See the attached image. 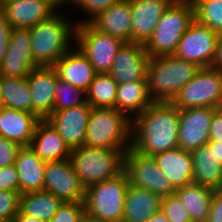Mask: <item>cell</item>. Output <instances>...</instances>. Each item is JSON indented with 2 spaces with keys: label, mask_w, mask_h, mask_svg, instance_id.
Masks as SVG:
<instances>
[{
  "label": "cell",
  "mask_w": 222,
  "mask_h": 222,
  "mask_svg": "<svg viewBox=\"0 0 222 222\" xmlns=\"http://www.w3.org/2000/svg\"><path fill=\"white\" fill-rule=\"evenodd\" d=\"M31 92V113L47 119L54 111L55 86L58 79L53 66L34 68L26 78Z\"/></svg>",
  "instance_id": "e0dca14e"
},
{
  "label": "cell",
  "mask_w": 222,
  "mask_h": 222,
  "mask_svg": "<svg viewBox=\"0 0 222 222\" xmlns=\"http://www.w3.org/2000/svg\"><path fill=\"white\" fill-rule=\"evenodd\" d=\"M21 147L18 143L0 136V168L14 164Z\"/></svg>",
  "instance_id": "ab89813d"
},
{
  "label": "cell",
  "mask_w": 222,
  "mask_h": 222,
  "mask_svg": "<svg viewBox=\"0 0 222 222\" xmlns=\"http://www.w3.org/2000/svg\"><path fill=\"white\" fill-rule=\"evenodd\" d=\"M44 191L53 193L63 202H83L85 187L75 174L70 158L46 162Z\"/></svg>",
  "instance_id": "7c38bea8"
},
{
  "label": "cell",
  "mask_w": 222,
  "mask_h": 222,
  "mask_svg": "<svg viewBox=\"0 0 222 222\" xmlns=\"http://www.w3.org/2000/svg\"><path fill=\"white\" fill-rule=\"evenodd\" d=\"M215 108L179 109L178 147L193 151L209 141V129Z\"/></svg>",
  "instance_id": "4fadbf2b"
},
{
  "label": "cell",
  "mask_w": 222,
  "mask_h": 222,
  "mask_svg": "<svg viewBox=\"0 0 222 222\" xmlns=\"http://www.w3.org/2000/svg\"><path fill=\"white\" fill-rule=\"evenodd\" d=\"M153 103L147 81L118 84L115 109L126 114L131 120Z\"/></svg>",
  "instance_id": "4316f807"
},
{
  "label": "cell",
  "mask_w": 222,
  "mask_h": 222,
  "mask_svg": "<svg viewBox=\"0 0 222 222\" xmlns=\"http://www.w3.org/2000/svg\"><path fill=\"white\" fill-rule=\"evenodd\" d=\"M174 0H130L132 42L145 44L152 36L164 11Z\"/></svg>",
  "instance_id": "ac0fdd59"
},
{
  "label": "cell",
  "mask_w": 222,
  "mask_h": 222,
  "mask_svg": "<svg viewBox=\"0 0 222 222\" xmlns=\"http://www.w3.org/2000/svg\"><path fill=\"white\" fill-rule=\"evenodd\" d=\"M62 203L53 193L33 191L20 194L19 210L29 217L49 222Z\"/></svg>",
  "instance_id": "f1b7e54d"
},
{
  "label": "cell",
  "mask_w": 222,
  "mask_h": 222,
  "mask_svg": "<svg viewBox=\"0 0 222 222\" xmlns=\"http://www.w3.org/2000/svg\"><path fill=\"white\" fill-rule=\"evenodd\" d=\"M6 53L32 54L29 28H13Z\"/></svg>",
  "instance_id": "8d00e7d4"
},
{
  "label": "cell",
  "mask_w": 222,
  "mask_h": 222,
  "mask_svg": "<svg viewBox=\"0 0 222 222\" xmlns=\"http://www.w3.org/2000/svg\"><path fill=\"white\" fill-rule=\"evenodd\" d=\"M119 0H71V4L77 6V8L82 9L89 17H86L83 21L75 22L77 25L84 22H90L95 18L100 12L105 11L115 2Z\"/></svg>",
  "instance_id": "74e56055"
},
{
  "label": "cell",
  "mask_w": 222,
  "mask_h": 222,
  "mask_svg": "<svg viewBox=\"0 0 222 222\" xmlns=\"http://www.w3.org/2000/svg\"><path fill=\"white\" fill-rule=\"evenodd\" d=\"M0 106L31 112V92L26 78L2 77Z\"/></svg>",
  "instance_id": "f546056e"
},
{
  "label": "cell",
  "mask_w": 222,
  "mask_h": 222,
  "mask_svg": "<svg viewBox=\"0 0 222 222\" xmlns=\"http://www.w3.org/2000/svg\"><path fill=\"white\" fill-rule=\"evenodd\" d=\"M207 222H222V190H214Z\"/></svg>",
  "instance_id": "7bdbcfd3"
},
{
  "label": "cell",
  "mask_w": 222,
  "mask_h": 222,
  "mask_svg": "<svg viewBox=\"0 0 222 222\" xmlns=\"http://www.w3.org/2000/svg\"><path fill=\"white\" fill-rule=\"evenodd\" d=\"M12 222H45L40 219L29 217L23 214L20 210L18 211L17 215L14 217Z\"/></svg>",
  "instance_id": "bcb514c9"
},
{
  "label": "cell",
  "mask_w": 222,
  "mask_h": 222,
  "mask_svg": "<svg viewBox=\"0 0 222 222\" xmlns=\"http://www.w3.org/2000/svg\"><path fill=\"white\" fill-rule=\"evenodd\" d=\"M150 61L144 44L124 42L119 48L109 74L118 83L147 81V69Z\"/></svg>",
  "instance_id": "9a60e30c"
},
{
  "label": "cell",
  "mask_w": 222,
  "mask_h": 222,
  "mask_svg": "<svg viewBox=\"0 0 222 222\" xmlns=\"http://www.w3.org/2000/svg\"><path fill=\"white\" fill-rule=\"evenodd\" d=\"M215 155L217 156L219 162L222 164V142L215 141Z\"/></svg>",
  "instance_id": "681fc988"
},
{
  "label": "cell",
  "mask_w": 222,
  "mask_h": 222,
  "mask_svg": "<svg viewBox=\"0 0 222 222\" xmlns=\"http://www.w3.org/2000/svg\"><path fill=\"white\" fill-rule=\"evenodd\" d=\"M161 211L169 222H191L187 207L176 194L162 197Z\"/></svg>",
  "instance_id": "e575fe53"
},
{
  "label": "cell",
  "mask_w": 222,
  "mask_h": 222,
  "mask_svg": "<svg viewBox=\"0 0 222 222\" xmlns=\"http://www.w3.org/2000/svg\"><path fill=\"white\" fill-rule=\"evenodd\" d=\"M39 67L32 54L6 53L0 65L2 77L27 78L30 72Z\"/></svg>",
  "instance_id": "d6a6232c"
},
{
  "label": "cell",
  "mask_w": 222,
  "mask_h": 222,
  "mask_svg": "<svg viewBox=\"0 0 222 222\" xmlns=\"http://www.w3.org/2000/svg\"><path fill=\"white\" fill-rule=\"evenodd\" d=\"M79 222H109V221H105L103 219L94 217V216L84 212V214L81 216V219Z\"/></svg>",
  "instance_id": "c3c4849f"
},
{
  "label": "cell",
  "mask_w": 222,
  "mask_h": 222,
  "mask_svg": "<svg viewBox=\"0 0 222 222\" xmlns=\"http://www.w3.org/2000/svg\"><path fill=\"white\" fill-rule=\"evenodd\" d=\"M90 23L103 33L124 42H132V13L130 0H119L100 12Z\"/></svg>",
  "instance_id": "ffe728a7"
},
{
  "label": "cell",
  "mask_w": 222,
  "mask_h": 222,
  "mask_svg": "<svg viewBox=\"0 0 222 222\" xmlns=\"http://www.w3.org/2000/svg\"><path fill=\"white\" fill-rule=\"evenodd\" d=\"M213 193V189L194 182L175 190V194L187 207L191 222H207Z\"/></svg>",
  "instance_id": "83f0119b"
},
{
  "label": "cell",
  "mask_w": 222,
  "mask_h": 222,
  "mask_svg": "<svg viewBox=\"0 0 222 222\" xmlns=\"http://www.w3.org/2000/svg\"><path fill=\"white\" fill-rule=\"evenodd\" d=\"M130 184L124 171L113 179L85 188V212L109 222H123L125 198Z\"/></svg>",
  "instance_id": "52a82bcc"
},
{
  "label": "cell",
  "mask_w": 222,
  "mask_h": 222,
  "mask_svg": "<svg viewBox=\"0 0 222 222\" xmlns=\"http://www.w3.org/2000/svg\"><path fill=\"white\" fill-rule=\"evenodd\" d=\"M219 34L196 19L179 41L174 56L196 63L201 68L212 67Z\"/></svg>",
  "instance_id": "30bf717a"
},
{
  "label": "cell",
  "mask_w": 222,
  "mask_h": 222,
  "mask_svg": "<svg viewBox=\"0 0 222 222\" xmlns=\"http://www.w3.org/2000/svg\"><path fill=\"white\" fill-rule=\"evenodd\" d=\"M84 212V202H63L49 222H79Z\"/></svg>",
  "instance_id": "f35d334b"
},
{
  "label": "cell",
  "mask_w": 222,
  "mask_h": 222,
  "mask_svg": "<svg viewBox=\"0 0 222 222\" xmlns=\"http://www.w3.org/2000/svg\"><path fill=\"white\" fill-rule=\"evenodd\" d=\"M209 140L222 142V107L215 108L209 129Z\"/></svg>",
  "instance_id": "ee69618b"
},
{
  "label": "cell",
  "mask_w": 222,
  "mask_h": 222,
  "mask_svg": "<svg viewBox=\"0 0 222 222\" xmlns=\"http://www.w3.org/2000/svg\"><path fill=\"white\" fill-rule=\"evenodd\" d=\"M0 190L20 192L19 177L15 164L0 168Z\"/></svg>",
  "instance_id": "60d3db41"
},
{
  "label": "cell",
  "mask_w": 222,
  "mask_h": 222,
  "mask_svg": "<svg viewBox=\"0 0 222 222\" xmlns=\"http://www.w3.org/2000/svg\"><path fill=\"white\" fill-rule=\"evenodd\" d=\"M118 83L112 76L97 73L87 90L88 103L94 108H115Z\"/></svg>",
  "instance_id": "4dcf8cb0"
},
{
  "label": "cell",
  "mask_w": 222,
  "mask_h": 222,
  "mask_svg": "<svg viewBox=\"0 0 222 222\" xmlns=\"http://www.w3.org/2000/svg\"><path fill=\"white\" fill-rule=\"evenodd\" d=\"M65 17L57 11L47 20L29 28L33 59L39 67L53 66L73 48L71 44L76 39L77 24Z\"/></svg>",
  "instance_id": "7a4b0ae2"
},
{
  "label": "cell",
  "mask_w": 222,
  "mask_h": 222,
  "mask_svg": "<svg viewBox=\"0 0 222 222\" xmlns=\"http://www.w3.org/2000/svg\"><path fill=\"white\" fill-rule=\"evenodd\" d=\"M132 120L115 108L92 107L85 135V145L105 149H129Z\"/></svg>",
  "instance_id": "8992f818"
},
{
  "label": "cell",
  "mask_w": 222,
  "mask_h": 222,
  "mask_svg": "<svg viewBox=\"0 0 222 222\" xmlns=\"http://www.w3.org/2000/svg\"><path fill=\"white\" fill-rule=\"evenodd\" d=\"M128 149H105L80 146L72 149L70 161L82 185L101 183L124 172Z\"/></svg>",
  "instance_id": "277c9868"
},
{
  "label": "cell",
  "mask_w": 222,
  "mask_h": 222,
  "mask_svg": "<svg viewBox=\"0 0 222 222\" xmlns=\"http://www.w3.org/2000/svg\"><path fill=\"white\" fill-rule=\"evenodd\" d=\"M123 44L120 38L98 31L90 22L76 27L75 45L88 58L96 73L107 74L111 71Z\"/></svg>",
  "instance_id": "9c48e42d"
},
{
  "label": "cell",
  "mask_w": 222,
  "mask_h": 222,
  "mask_svg": "<svg viewBox=\"0 0 222 222\" xmlns=\"http://www.w3.org/2000/svg\"><path fill=\"white\" fill-rule=\"evenodd\" d=\"M40 120L34 113L0 106V136L30 146Z\"/></svg>",
  "instance_id": "d6986e66"
},
{
  "label": "cell",
  "mask_w": 222,
  "mask_h": 222,
  "mask_svg": "<svg viewBox=\"0 0 222 222\" xmlns=\"http://www.w3.org/2000/svg\"><path fill=\"white\" fill-rule=\"evenodd\" d=\"M162 197L150 190L129 184L123 222H147L161 210Z\"/></svg>",
  "instance_id": "484cf974"
},
{
  "label": "cell",
  "mask_w": 222,
  "mask_h": 222,
  "mask_svg": "<svg viewBox=\"0 0 222 222\" xmlns=\"http://www.w3.org/2000/svg\"><path fill=\"white\" fill-rule=\"evenodd\" d=\"M171 103L178 109L222 107V71L201 68Z\"/></svg>",
  "instance_id": "ba28073f"
},
{
  "label": "cell",
  "mask_w": 222,
  "mask_h": 222,
  "mask_svg": "<svg viewBox=\"0 0 222 222\" xmlns=\"http://www.w3.org/2000/svg\"><path fill=\"white\" fill-rule=\"evenodd\" d=\"M20 192L0 190V222H12L19 211Z\"/></svg>",
  "instance_id": "d590c367"
},
{
  "label": "cell",
  "mask_w": 222,
  "mask_h": 222,
  "mask_svg": "<svg viewBox=\"0 0 222 222\" xmlns=\"http://www.w3.org/2000/svg\"><path fill=\"white\" fill-rule=\"evenodd\" d=\"M201 69L196 63L164 55L150 58L147 84L154 102H171Z\"/></svg>",
  "instance_id": "3957f363"
},
{
  "label": "cell",
  "mask_w": 222,
  "mask_h": 222,
  "mask_svg": "<svg viewBox=\"0 0 222 222\" xmlns=\"http://www.w3.org/2000/svg\"><path fill=\"white\" fill-rule=\"evenodd\" d=\"M89 104L87 90L73 87L70 83L57 79L55 86L54 111Z\"/></svg>",
  "instance_id": "836d02e7"
},
{
  "label": "cell",
  "mask_w": 222,
  "mask_h": 222,
  "mask_svg": "<svg viewBox=\"0 0 222 222\" xmlns=\"http://www.w3.org/2000/svg\"><path fill=\"white\" fill-rule=\"evenodd\" d=\"M147 222H169L164 213L160 210L156 212Z\"/></svg>",
  "instance_id": "7dc6e473"
},
{
  "label": "cell",
  "mask_w": 222,
  "mask_h": 222,
  "mask_svg": "<svg viewBox=\"0 0 222 222\" xmlns=\"http://www.w3.org/2000/svg\"><path fill=\"white\" fill-rule=\"evenodd\" d=\"M212 67L214 69L222 71V34L219 35L217 41L216 57Z\"/></svg>",
  "instance_id": "f6af8a7d"
},
{
  "label": "cell",
  "mask_w": 222,
  "mask_h": 222,
  "mask_svg": "<svg viewBox=\"0 0 222 222\" xmlns=\"http://www.w3.org/2000/svg\"><path fill=\"white\" fill-rule=\"evenodd\" d=\"M60 7L55 0H0V10L13 28H31L50 18Z\"/></svg>",
  "instance_id": "5bb4252c"
},
{
  "label": "cell",
  "mask_w": 222,
  "mask_h": 222,
  "mask_svg": "<svg viewBox=\"0 0 222 222\" xmlns=\"http://www.w3.org/2000/svg\"><path fill=\"white\" fill-rule=\"evenodd\" d=\"M12 29L10 22L0 10V65L6 55Z\"/></svg>",
  "instance_id": "b9f144b4"
},
{
  "label": "cell",
  "mask_w": 222,
  "mask_h": 222,
  "mask_svg": "<svg viewBox=\"0 0 222 222\" xmlns=\"http://www.w3.org/2000/svg\"><path fill=\"white\" fill-rule=\"evenodd\" d=\"M14 164L19 177L20 194L43 191L46 162L30 146L20 148Z\"/></svg>",
  "instance_id": "d4e9b609"
},
{
  "label": "cell",
  "mask_w": 222,
  "mask_h": 222,
  "mask_svg": "<svg viewBox=\"0 0 222 222\" xmlns=\"http://www.w3.org/2000/svg\"><path fill=\"white\" fill-rule=\"evenodd\" d=\"M31 149L45 162L70 158L71 149L47 119H41L30 143Z\"/></svg>",
  "instance_id": "603a6c76"
},
{
  "label": "cell",
  "mask_w": 222,
  "mask_h": 222,
  "mask_svg": "<svg viewBox=\"0 0 222 222\" xmlns=\"http://www.w3.org/2000/svg\"><path fill=\"white\" fill-rule=\"evenodd\" d=\"M60 6L63 7L66 6L67 4H70L71 0H55Z\"/></svg>",
  "instance_id": "f907efd6"
},
{
  "label": "cell",
  "mask_w": 222,
  "mask_h": 222,
  "mask_svg": "<svg viewBox=\"0 0 222 222\" xmlns=\"http://www.w3.org/2000/svg\"><path fill=\"white\" fill-rule=\"evenodd\" d=\"M60 80L70 83L73 87L88 90L95 75L93 65L77 48L67 51L54 65Z\"/></svg>",
  "instance_id": "7402d4cb"
},
{
  "label": "cell",
  "mask_w": 222,
  "mask_h": 222,
  "mask_svg": "<svg viewBox=\"0 0 222 222\" xmlns=\"http://www.w3.org/2000/svg\"><path fill=\"white\" fill-rule=\"evenodd\" d=\"M179 109L171 102H154L132 119L131 148L145 156L178 147Z\"/></svg>",
  "instance_id": "6da1fadb"
},
{
  "label": "cell",
  "mask_w": 222,
  "mask_h": 222,
  "mask_svg": "<svg viewBox=\"0 0 222 222\" xmlns=\"http://www.w3.org/2000/svg\"><path fill=\"white\" fill-rule=\"evenodd\" d=\"M193 157V182L213 190L221 189L222 164L215 155V141L191 151Z\"/></svg>",
  "instance_id": "cb8c5ba5"
},
{
  "label": "cell",
  "mask_w": 222,
  "mask_h": 222,
  "mask_svg": "<svg viewBox=\"0 0 222 222\" xmlns=\"http://www.w3.org/2000/svg\"><path fill=\"white\" fill-rule=\"evenodd\" d=\"M91 110L90 104H83L53 111L47 120L72 150L85 145L86 129Z\"/></svg>",
  "instance_id": "2e32d148"
},
{
  "label": "cell",
  "mask_w": 222,
  "mask_h": 222,
  "mask_svg": "<svg viewBox=\"0 0 222 222\" xmlns=\"http://www.w3.org/2000/svg\"><path fill=\"white\" fill-rule=\"evenodd\" d=\"M195 8V19L222 34V0H189Z\"/></svg>",
  "instance_id": "1f68e13d"
},
{
  "label": "cell",
  "mask_w": 222,
  "mask_h": 222,
  "mask_svg": "<svg viewBox=\"0 0 222 222\" xmlns=\"http://www.w3.org/2000/svg\"><path fill=\"white\" fill-rule=\"evenodd\" d=\"M194 20V5L189 0H174L160 17L152 36L144 44L149 57L174 55L181 37Z\"/></svg>",
  "instance_id": "5b68a950"
},
{
  "label": "cell",
  "mask_w": 222,
  "mask_h": 222,
  "mask_svg": "<svg viewBox=\"0 0 222 222\" xmlns=\"http://www.w3.org/2000/svg\"><path fill=\"white\" fill-rule=\"evenodd\" d=\"M124 171L130 184L150 190L161 197L175 194V188L156 165L152 156H145L131 147L125 153Z\"/></svg>",
  "instance_id": "8fae6325"
},
{
  "label": "cell",
  "mask_w": 222,
  "mask_h": 222,
  "mask_svg": "<svg viewBox=\"0 0 222 222\" xmlns=\"http://www.w3.org/2000/svg\"><path fill=\"white\" fill-rule=\"evenodd\" d=\"M152 157L175 189L193 182L194 165L190 151L177 147Z\"/></svg>",
  "instance_id": "44dd1931"
}]
</instances>
